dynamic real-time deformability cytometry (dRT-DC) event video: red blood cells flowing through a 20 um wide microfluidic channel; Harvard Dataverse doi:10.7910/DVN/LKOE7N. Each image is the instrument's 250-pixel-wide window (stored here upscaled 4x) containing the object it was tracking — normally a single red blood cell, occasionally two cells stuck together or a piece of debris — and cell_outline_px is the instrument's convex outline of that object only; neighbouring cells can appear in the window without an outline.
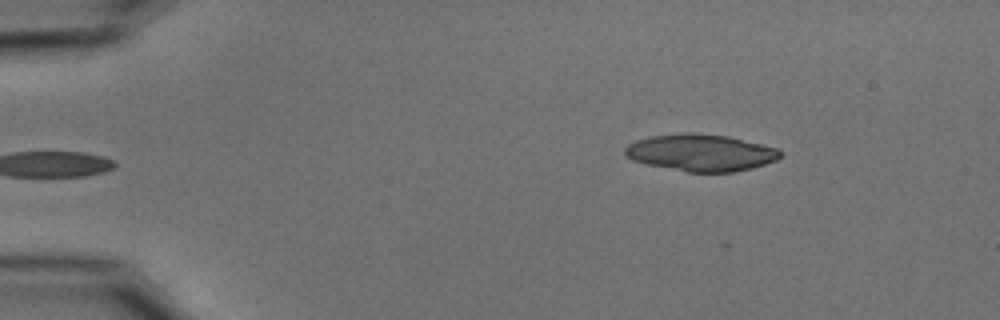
{"species": "common noctule bat (a hibernating species)", "species_latin": "Nyctalus noctula", "temperature_condition": "cold", "stored_images_in_passage": 8, "camera_frame_rate_fps": 3000, "um_per_image_px": 0.085, "animal": {"sex": "male", "body_mass_g": 15.6}, "frame": {"image": 1, "passage_image": 4, "time_ms": 1.0, "image_size_px": [1000, 320], "cell_outline_px": [[784, 152], [776, 160], [752, 168], [736, 172], [688, 172], [648, 164], [632, 160], [624, 156], [624, 148], [628, 144], [636, 140], [652, 136], [684, 132], [692, 132], [728, 136], [776, 148]], "centroid_in_image_um": [59.55, 12.97], "position_along_channel_um": 25.5, "area_um2": 33.41}}